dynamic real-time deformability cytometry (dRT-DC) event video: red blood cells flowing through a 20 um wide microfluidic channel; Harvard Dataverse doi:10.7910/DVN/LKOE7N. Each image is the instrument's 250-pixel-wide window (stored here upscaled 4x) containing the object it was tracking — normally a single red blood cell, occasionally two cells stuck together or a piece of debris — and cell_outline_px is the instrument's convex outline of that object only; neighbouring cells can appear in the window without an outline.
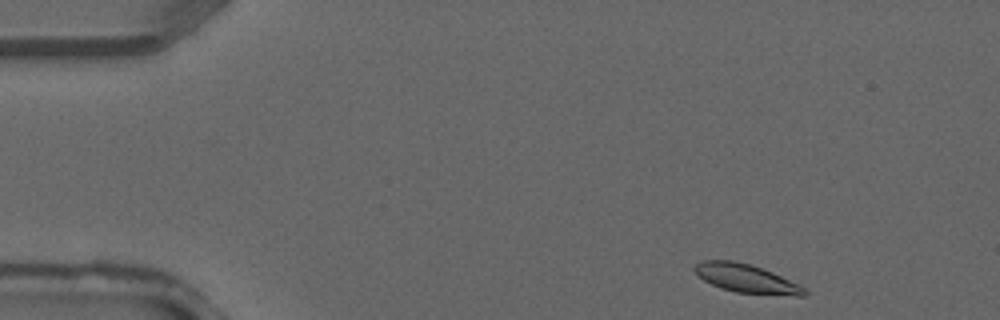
{"species": "common noctule bat (a hibernating species)", "species_latin": "Nyctalus noctula", "temperature_condition": "warm", "stored_images_in_passage": 2, "camera_frame_rate_fps": 3000, "um_per_image_px": 0.085, "animal": {"sex": "male", "forearm_length_mm": 52.5}, "frame": {"image": 1, "passage_image": 1, "time_ms": 0.0, "image_size_px": [1000, 320], "cell_outline_px": [[808, 292], [804, 296], [796, 296], [736, 292], [720, 288], [696, 276], [692, 268], [700, 260], [732, 260], [752, 264], [772, 272], [800, 284]], "centroid_in_image_um": [63.41, 23.66], "position_along_channel_um": 21.6, "area_um2": 18.5}}